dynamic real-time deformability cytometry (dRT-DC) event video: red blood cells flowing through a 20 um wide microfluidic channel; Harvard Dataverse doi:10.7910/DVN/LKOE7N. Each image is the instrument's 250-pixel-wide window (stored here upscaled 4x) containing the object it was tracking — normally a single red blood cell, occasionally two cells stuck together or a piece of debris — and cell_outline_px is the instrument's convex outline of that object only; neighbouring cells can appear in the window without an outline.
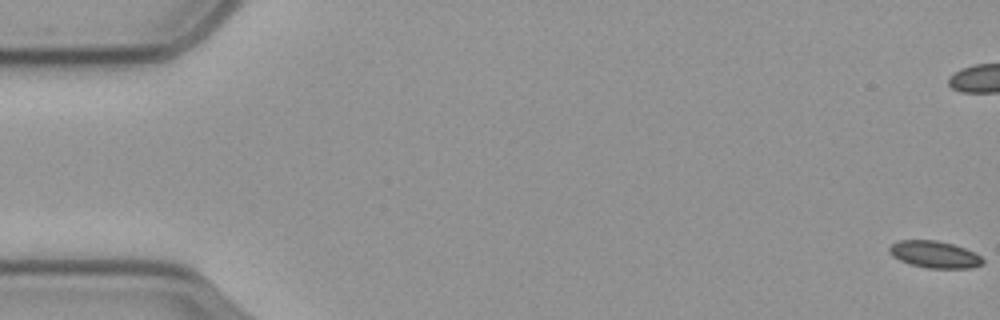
{"species": "common noctule bat (a hibernating species)", "species_latin": "Nyctalus noctula", "temperature_condition": "cold", "stored_images_in_passage": 12, "camera_frame_rate_fps": 3000, "um_per_image_px": 0.085, "animal": {"sex": "male", "body_mass_g": 23.1, "forearm_length_mm": 52.7}, "frame": {"image": 1, "passage_image": 1, "time_ms": 0.0, "image_size_px": [1000, 320], "cell_outline_px": [[984, 264], [968, 268], [928, 268], [912, 264], [900, 260], [892, 256], [888, 252], [888, 248], [896, 240], [936, 240], [952, 244], [964, 248], [980, 256], [984, 260]], "centroid_in_image_um": [79.4, 21.62], "position_along_channel_um": 5.6, "area_um2": 14.57}}